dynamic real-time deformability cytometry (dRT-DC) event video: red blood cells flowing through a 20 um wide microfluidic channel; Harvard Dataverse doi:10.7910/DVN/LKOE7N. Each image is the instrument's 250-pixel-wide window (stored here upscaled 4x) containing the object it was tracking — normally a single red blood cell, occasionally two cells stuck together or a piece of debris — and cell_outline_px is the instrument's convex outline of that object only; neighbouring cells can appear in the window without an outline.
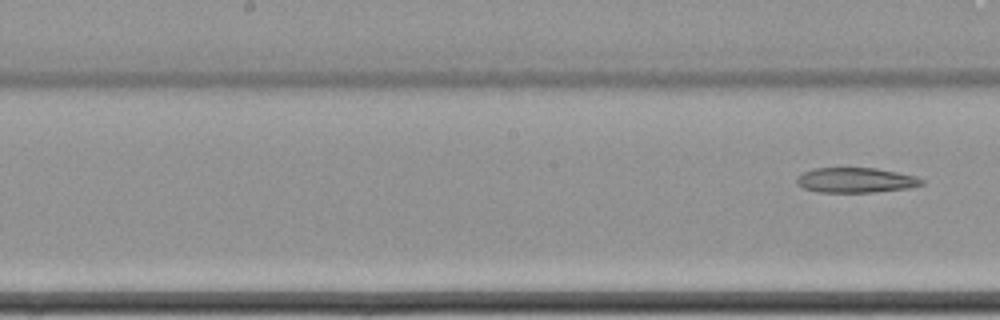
{"species": "common noctule bat (a hibernating species)", "species_latin": "Nyctalus noctula", "temperature_condition": "cold", "stored_images_in_passage": 10, "segment_of_instrument_passage": [2, 2], "camera_frame_rate_fps": 3000, "um_per_image_px": 0.085, "animal": {"sex": "female", "body_mass_g": 22.7, "forearm_length_mm": 54.2}, "frame": {"image": 1, "passage_image": 10, "time_ms": 3.0, "image_size_px": [1000, 320], "cell_outline_px": [[924, 184], [908, 188], [872, 192], [820, 192], [804, 188], [796, 184], [796, 176], [804, 172], [816, 168], [876, 168], [916, 176], [924, 180]], "centroid_in_image_um": [72.73, 15.31], "position_along_channel_um": 175.5, "area_um2": 18.15}}